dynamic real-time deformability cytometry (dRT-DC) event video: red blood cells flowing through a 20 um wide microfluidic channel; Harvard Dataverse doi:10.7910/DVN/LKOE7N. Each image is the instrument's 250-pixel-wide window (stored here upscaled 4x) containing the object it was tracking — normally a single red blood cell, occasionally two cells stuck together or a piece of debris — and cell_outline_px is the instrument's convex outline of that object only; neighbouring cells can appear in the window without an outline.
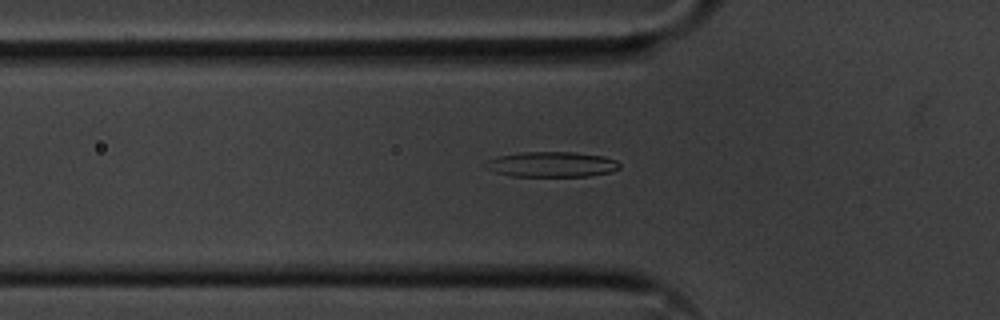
{"species": "common noctule bat (a hibernating species)", "species_latin": "Nyctalus noctula", "temperature_condition": "cold", "stored_images_in_passage": 50, "camera_frame_rate_fps": 3000, "um_per_image_px": 0.085, "animal": {"sex": "male", "body_mass_g": 20.1, "forearm_length_mm": 53.5}, "frame": {"image": 1, "passage_image": 13, "time_ms": 4.0, "image_size_px": [1000, 320], "cell_outline_px": [[620, 168], [612, 172], [588, 176], [512, 176], [496, 172], [488, 168], [488, 160], [500, 156], [520, 152], [576, 152], [604, 156], [616, 160], [620, 164]], "centroid_in_image_um": [46.98, 13.97], "position_along_channel_um": 78.8, "area_um2": 19.59}}
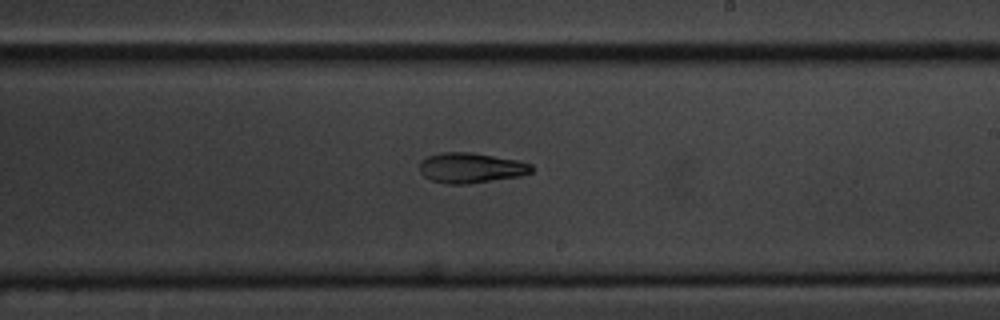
{"frame": {"image": 2, "passage_image": 27, "time_ms": 8.667, "image_size_px": [1000, 320], "cell_outline_px": [[532, 172], [520, 176], [468, 184], [448, 184], [432, 180], [424, 176], [420, 172], [420, 160], [428, 156], [444, 152], [468, 152], [520, 160], [532, 164]], "centroid_in_image_um": [40.04, 14.27], "position_along_channel_um": 249.0, "area_um2": 19.71}}
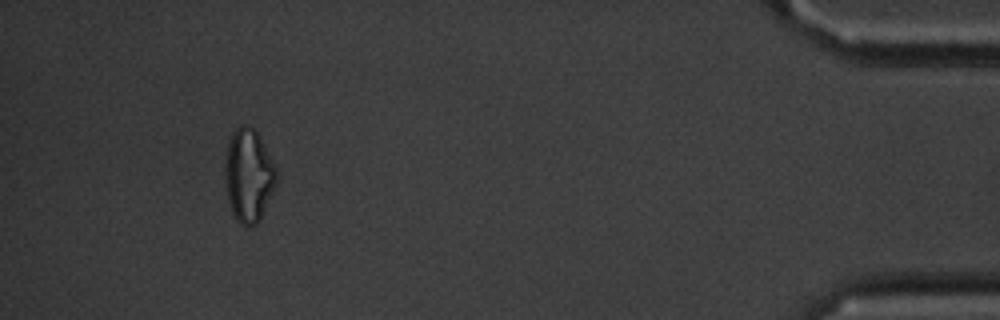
{"frame": {"image": 3, "passage_image": 46, "time_ms": 15.0, "image_size_px": [1000, 320], "cell_outline_px": [[280, 180], [260, 220], [256, 224], [240, 224], [236, 220], [232, 212], [228, 200], [224, 176], [224, 168], [228, 144], [232, 132], [240, 124], [248, 124], [260, 136], [276, 168]], "centroid_in_image_um": [21.16, 14.9], "position_along_channel_um": 414.0, "area_um2": 28.32}, "authors_computed_cell_mechanics": {"area_um2": 20.3167, "velocity_mm_per_s": 3.6191, "shape_relaxation_time_tau1_ms": 4.5997, "shape_relaxation_time_tau2_ms": null, "deformation_change_tau1": 0.1473, "deformation_change_tau2": null}}